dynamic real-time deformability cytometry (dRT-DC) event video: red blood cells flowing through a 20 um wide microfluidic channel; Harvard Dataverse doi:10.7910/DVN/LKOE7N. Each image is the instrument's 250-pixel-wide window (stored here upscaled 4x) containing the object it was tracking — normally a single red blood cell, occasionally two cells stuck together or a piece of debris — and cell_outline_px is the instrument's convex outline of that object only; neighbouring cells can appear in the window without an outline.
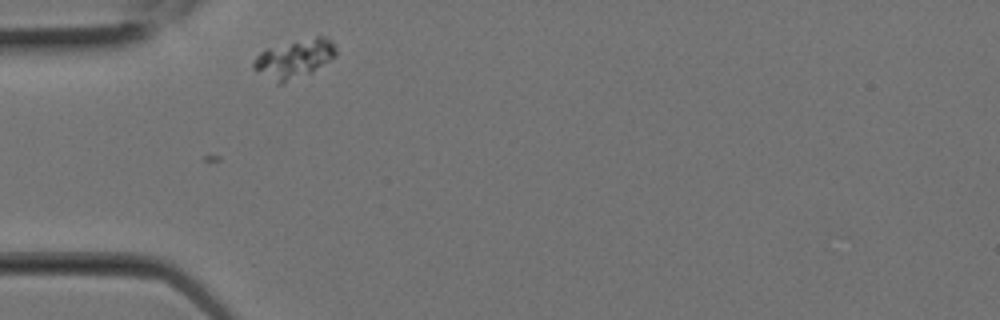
{"species": "Egyptian fruit bat (a non-hibernating species)", "species_latin": "Rousettus aegyptiacus", "temperature_condition": "room temperature", "stored_images_in_passage": 9, "camera_frame_rate_fps": 3000, "um_per_image_px": 0.085, "animal": {"sex": "female"}, "frame": {"image": 1, "passage_image": 1, "time_ms": 0.0, "image_size_px": [1000, 320], "cell_outline_px": [[336, 56], [312, 72], [280, 84], [276, 84], [256, 72], [252, 68], [252, 64], [256, 56], [260, 52], [268, 48], [316, 36], [324, 36], [332, 40], [336, 52]], "centroid_in_image_um": [24.99, 5.01], "position_along_channel_um": 60.0, "area_um2": 18.5}}
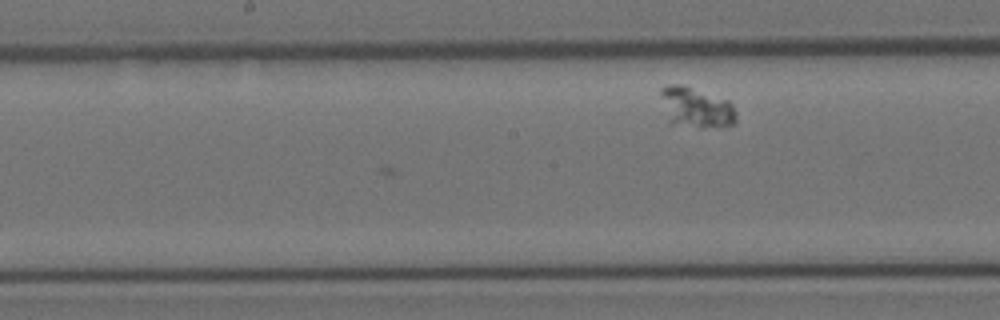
{"frame": {"image": 2, "passage_image": 6, "time_ms": 1.667, "image_size_px": [1000, 320], "cell_outline_px": [[736, 120], [732, 124], [700, 128], [668, 124], [660, 96], [660, 88], [668, 84], [680, 84], [728, 100], [732, 104], [736, 112]], "centroid_in_image_um": [59.1, 9.14], "position_along_channel_um": 189.1, "area_um2": 17.92}}
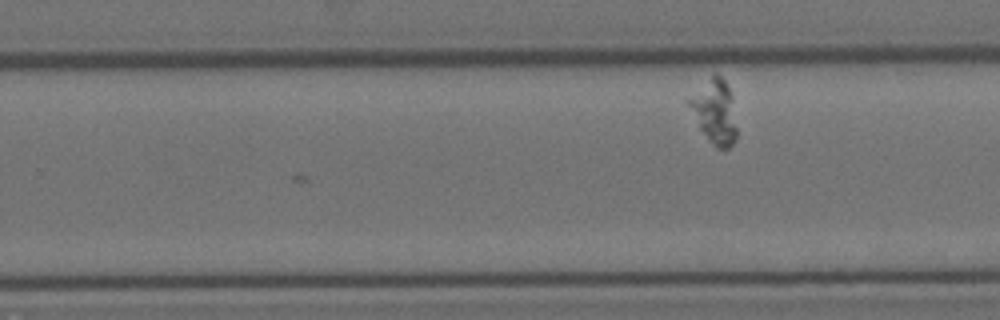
{"frame": {"image": 3, "passage_image": 9, "time_ms": 2.667, "image_size_px": [1000, 320], "cell_outline_px": [[736, 140], [728, 148], [716, 148], [708, 140], [700, 128], [684, 100], [716, 72], [724, 80], [732, 96], [736, 128]], "centroid_in_image_um": [60.72, 9.48], "position_along_channel_um": 269.1, "area_um2": 17.8}}